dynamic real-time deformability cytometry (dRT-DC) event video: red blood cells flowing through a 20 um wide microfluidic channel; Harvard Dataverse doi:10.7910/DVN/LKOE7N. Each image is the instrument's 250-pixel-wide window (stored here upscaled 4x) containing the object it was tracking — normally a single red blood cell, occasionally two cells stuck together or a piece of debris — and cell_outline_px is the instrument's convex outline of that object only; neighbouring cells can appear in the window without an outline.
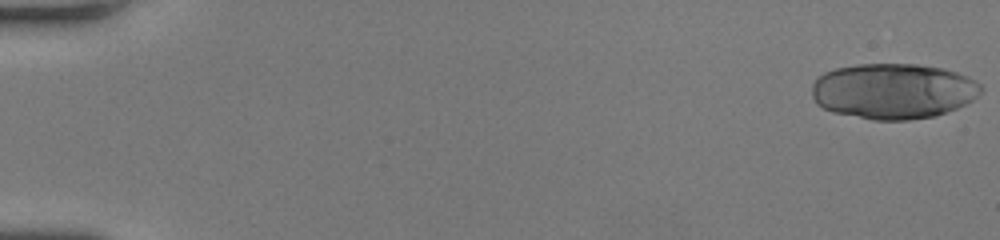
{"species": "human", "species_latin": "Homo sapiens", "temperature_condition": "room temperature", "stored_images_in_passage": 27, "camera_frame_rate_fps": 3000, "um_per_image_px": 0.085, "donor": {"sex": "female"}, "frame": {"image": 1, "passage_image": 1, "time_ms": 0.0, "image_size_px": [1000, 240], "cell_outline_px": [[984, 88], [972, 100], [956, 108], [936, 116], [908, 120], [872, 120], [832, 112], [816, 104], [812, 96], [812, 84], [816, 76], [824, 72], [836, 68], [856, 64], [916, 64], [944, 68], [968, 76], [980, 84]], "centroid_in_image_um": [75.9, 7.74], "position_along_channel_um": 9.1, "area_um2": 55.14}}
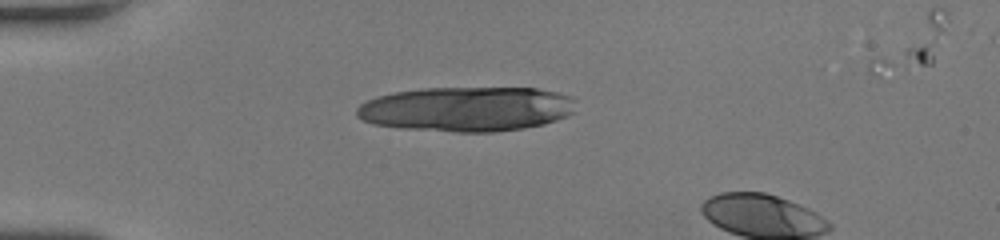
{"frame": {"image": 2, "passage_image": 15, "time_ms": 4.667, "image_size_px": [1000, 240], "cell_outline_px": [[576, 100], [572, 112], [568, 116], [544, 124], [524, 128], [496, 132], [456, 132], [396, 128], [372, 124], [356, 116], [356, 108], [360, 104], [376, 96], [396, 92], [420, 88], [536, 88], [560, 92], [572, 96]], "centroid_in_image_um": [39.67, 9.27], "position_along_channel_um": 45.3, "area_um2": 57.74}}